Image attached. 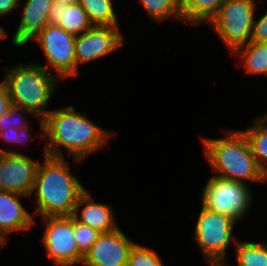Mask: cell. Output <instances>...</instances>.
I'll return each mask as SVG.
<instances>
[{
  "mask_svg": "<svg viewBox=\"0 0 267 266\" xmlns=\"http://www.w3.org/2000/svg\"><path fill=\"white\" fill-rule=\"evenodd\" d=\"M43 120L45 146L42 145V154L72 158L75 165L99 153L118 137L117 132L98 125L87 113L77 111L76 105L54 107Z\"/></svg>",
  "mask_w": 267,
  "mask_h": 266,
  "instance_id": "6da1fadb",
  "label": "cell"
},
{
  "mask_svg": "<svg viewBox=\"0 0 267 266\" xmlns=\"http://www.w3.org/2000/svg\"><path fill=\"white\" fill-rule=\"evenodd\" d=\"M67 159L43 154L30 196L35 201L32 207L35 224L39 221L38 216H72L81 195L87 190L79 176L72 173Z\"/></svg>",
  "mask_w": 267,
  "mask_h": 266,
  "instance_id": "7a4b0ae2",
  "label": "cell"
},
{
  "mask_svg": "<svg viewBox=\"0 0 267 266\" xmlns=\"http://www.w3.org/2000/svg\"><path fill=\"white\" fill-rule=\"evenodd\" d=\"M220 131L223 136L219 138L200 137L202 154L212 174L250 185L267 184L244 132L239 128Z\"/></svg>",
  "mask_w": 267,
  "mask_h": 266,
  "instance_id": "3957f363",
  "label": "cell"
},
{
  "mask_svg": "<svg viewBox=\"0 0 267 266\" xmlns=\"http://www.w3.org/2000/svg\"><path fill=\"white\" fill-rule=\"evenodd\" d=\"M4 72L12 105L28 109L42 119L52 110L48 105L62 82L56 75L34 60L7 65Z\"/></svg>",
  "mask_w": 267,
  "mask_h": 266,
  "instance_id": "277c9868",
  "label": "cell"
},
{
  "mask_svg": "<svg viewBox=\"0 0 267 266\" xmlns=\"http://www.w3.org/2000/svg\"><path fill=\"white\" fill-rule=\"evenodd\" d=\"M202 186L199 203L210 211L231 217L239 224L254 209L255 195L250 184L213 174Z\"/></svg>",
  "mask_w": 267,
  "mask_h": 266,
  "instance_id": "5b68a950",
  "label": "cell"
},
{
  "mask_svg": "<svg viewBox=\"0 0 267 266\" xmlns=\"http://www.w3.org/2000/svg\"><path fill=\"white\" fill-rule=\"evenodd\" d=\"M258 7L257 0H227L208 21L231 56L250 42Z\"/></svg>",
  "mask_w": 267,
  "mask_h": 266,
  "instance_id": "8992f818",
  "label": "cell"
},
{
  "mask_svg": "<svg viewBox=\"0 0 267 266\" xmlns=\"http://www.w3.org/2000/svg\"><path fill=\"white\" fill-rule=\"evenodd\" d=\"M75 37L59 25L47 24L30 41V44H38L45 59V63L35 62L63 82L76 77Z\"/></svg>",
  "mask_w": 267,
  "mask_h": 266,
  "instance_id": "52a82bcc",
  "label": "cell"
},
{
  "mask_svg": "<svg viewBox=\"0 0 267 266\" xmlns=\"http://www.w3.org/2000/svg\"><path fill=\"white\" fill-rule=\"evenodd\" d=\"M194 224L193 240L203 257L227 256L228 248H235L237 241L234 230L237 223L231 217L210 211L200 204Z\"/></svg>",
  "mask_w": 267,
  "mask_h": 266,
  "instance_id": "ba28073f",
  "label": "cell"
},
{
  "mask_svg": "<svg viewBox=\"0 0 267 266\" xmlns=\"http://www.w3.org/2000/svg\"><path fill=\"white\" fill-rule=\"evenodd\" d=\"M41 219V220H40ZM44 226L41 242L48 259L55 266H81L84 255L74 237L72 216L39 218Z\"/></svg>",
  "mask_w": 267,
  "mask_h": 266,
  "instance_id": "9c48e42d",
  "label": "cell"
},
{
  "mask_svg": "<svg viewBox=\"0 0 267 266\" xmlns=\"http://www.w3.org/2000/svg\"><path fill=\"white\" fill-rule=\"evenodd\" d=\"M121 27L93 26L75 37L76 77L80 66L112 56L126 46Z\"/></svg>",
  "mask_w": 267,
  "mask_h": 266,
  "instance_id": "30bf717a",
  "label": "cell"
},
{
  "mask_svg": "<svg viewBox=\"0 0 267 266\" xmlns=\"http://www.w3.org/2000/svg\"><path fill=\"white\" fill-rule=\"evenodd\" d=\"M40 162L24 153H0V190L30 197Z\"/></svg>",
  "mask_w": 267,
  "mask_h": 266,
  "instance_id": "8fae6325",
  "label": "cell"
},
{
  "mask_svg": "<svg viewBox=\"0 0 267 266\" xmlns=\"http://www.w3.org/2000/svg\"><path fill=\"white\" fill-rule=\"evenodd\" d=\"M135 243L121 227L100 233L85 253L81 266H127L130 251Z\"/></svg>",
  "mask_w": 267,
  "mask_h": 266,
  "instance_id": "7c38bea8",
  "label": "cell"
},
{
  "mask_svg": "<svg viewBox=\"0 0 267 266\" xmlns=\"http://www.w3.org/2000/svg\"><path fill=\"white\" fill-rule=\"evenodd\" d=\"M22 1L20 0L18 6L20 12L18 16L21 18L10 38L13 46L18 49L30 46V41L48 24V12L54 3L53 0Z\"/></svg>",
  "mask_w": 267,
  "mask_h": 266,
  "instance_id": "4fadbf2b",
  "label": "cell"
},
{
  "mask_svg": "<svg viewBox=\"0 0 267 266\" xmlns=\"http://www.w3.org/2000/svg\"><path fill=\"white\" fill-rule=\"evenodd\" d=\"M24 198L30 197L0 190V236L7 243L11 239L9 234L31 231L32 226L35 225L32 210L29 211V208L22 203Z\"/></svg>",
  "mask_w": 267,
  "mask_h": 266,
  "instance_id": "5bb4252c",
  "label": "cell"
},
{
  "mask_svg": "<svg viewBox=\"0 0 267 266\" xmlns=\"http://www.w3.org/2000/svg\"><path fill=\"white\" fill-rule=\"evenodd\" d=\"M87 189L80 197L72 217L79 223L92 227L100 233H107L119 228V223L112 205L95 200Z\"/></svg>",
  "mask_w": 267,
  "mask_h": 266,
  "instance_id": "9a60e30c",
  "label": "cell"
},
{
  "mask_svg": "<svg viewBox=\"0 0 267 266\" xmlns=\"http://www.w3.org/2000/svg\"><path fill=\"white\" fill-rule=\"evenodd\" d=\"M48 24L59 25L62 29L72 35H80L93 27L87 12L77 3L52 4L48 12Z\"/></svg>",
  "mask_w": 267,
  "mask_h": 266,
  "instance_id": "2e32d148",
  "label": "cell"
},
{
  "mask_svg": "<svg viewBox=\"0 0 267 266\" xmlns=\"http://www.w3.org/2000/svg\"><path fill=\"white\" fill-rule=\"evenodd\" d=\"M248 75H261L267 78V42H249L238 49L233 55Z\"/></svg>",
  "mask_w": 267,
  "mask_h": 266,
  "instance_id": "e0dca14e",
  "label": "cell"
},
{
  "mask_svg": "<svg viewBox=\"0 0 267 266\" xmlns=\"http://www.w3.org/2000/svg\"><path fill=\"white\" fill-rule=\"evenodd\" d=\"M227 0H182V21L190 27H201L218 12Z\"/></svg>",
  "mask_w": 267,
  "mask_h": 266,
  "instance_id": "ac0fdd59",
  "label": "cell"
},
{
  "mask_svg": "<svg viewBox=\"0 0 267 266\" xmlns=\"http://www.w3.org/2000/svg\"><path fill=\"white\" fill-rule=\"evenodd\" d=\"M37 123L40 132H37V136L32 133V123L28 126L15 129L10 127L9 129L0 130V153H23L19 149L23 146L29 145L37 137L41 139L39 142H44V120L37 117ZM33 135V137H32ZM39 135V137H38ZM25 144V145H24ZM5 146V148H4ZM9 148H8V147ZM20 147V148H19ZM15 148V149H14ZM12 149V150H11ZM19 150V151H18Z\"/></svg>",
  "mask_w": 267,
  "mask_h": 266,
  "instance_id": "d6986e66",
  "label": "cell"
},
{
  "mask_svg": "<svg viewBox=\"0 0 267 266\" xmlns=\"http://www.w3.org/2000/svg\"><path fill=\"white\" fill-rule=\"evenodd\" d=\"M249 124L241 130L248 138L261 172L267 178V123L257 116Z\"/></svg>",
  "mask_w": 267,
  "mask_h": 266,
  "instance_id": "ffe728a7",
  "label": "cell"
},
{
  "mask_svg": "<svg viewBox=\"0 0 267 266\" xmlns=\"http://www.w3.org/2000/svg\"><path fill=\"white\" fill-rule=\"evenodd\" d=\"M115 1V0H114ZM113 0H79L93 26L121 27Z\"/></svg>",
  "mask_w": 267,
  "mask_h": 266,
  "instance_id": "44dd1931",
  "label": "cell"
},
{
  "mask_svg": "<svg viewBox=\"0 0 267 266\" xmlns=\"http://www.w3.org/2000/svg\"><path fill=\"white\" fill-rule=\"evenodd\" d=\"M140 7L146 11L147 18L155 23H163L168 19L183 23L182 0H138Z\"/></svg>",
  "mask_w": 267,
  "mask_h": 266,
  "instance_id": "7402d4cb",
  "label": "cell"
},
{
  "mask_svg": "<svg viewBox=\"0 0 267 266\" xmlns=\"http://www.w3.org/2000/svg\"><path fill=\"white\" fill-rule=\"evenodd\" d=\"M236 266H267V241L238 240L234 248Z\"/></svg>",
  "mask_w": 267,
  "mask_h": 266,
  "instance_id": "603a6c76",
  "label": "cell"
},
{
  "mask_svg": "<svg viewBox=\"0 0 267 266\" xmlns=\"http://www.w3.org/2000/svg\"><path fill=\"white\" fill-rule=\"evenodd\" d=\"M161 257L153 248L136 242L130 251L127 266H166Z\"/></svg>",
  "mask_w": 267,
  "mask_h": 266,
  "instance_id": "cb8c5ba5",
  "label": "cell"
},
{
  "mask_svg": "<svg viewBox=\"0 0 267 266\" xmlns=\"http://www.w3.org/2000/svg\"><path fill=\"white\" fill-rule=\"evenodd\" d=\"M28 116L37 120V117L28 109L12 105L8 111L0 116V130L9 129L10 127L19 129L28 126L32 122Z\"/></svg>",
  "mask_w": 267,
  "mask_h": 266,
  "instance_id": "d4e9b609",
  "label": "cell"
},
{
  "mask_svg": "<svg viewBox=\"0 0 267 266\" xmlns=\"http://www.w3.org/2000/svg\"><path fill=\"white\" fill-rule=\"evenodd\" d=\"M99 235L100 232L96 229L83 225L74 219V237L79 251L83 255H85V253L92 247Z\"/></svg>",
  "mask_w": 267,
  "mask_h": 266,
  "instance_id": "484cf974",
  "label": "cell"
},
{
  "mask_svg": "<svg viewBox=\"0 0 267 266\" xmlns=\"http://www.w3.org/2000/svg\"><path fill=\"white\" fill-rule=\"evenodd\" d=\"M263 11L264 13L262 14H259L258 11L256 12L250 38L251 42H267V11L265 9Z\"/></svg>",
  "mask_w": 267,
  "mask_h": 266,
  "instance_id": "4316f807",
  "label": "cell"
},
{
  "mask_svg": "<svg viewBox=\"0 0 267 266\" xmlns=\"http://www.w3.org/2000/svg\"><path fill=\"white\" fill-rule=\"evenodd\" d=\"M12 106L8 88L3 80L0 81V116Z\"/></svg>",
  "mask_w": 267,
  "mask_h": 266,
  "instance_id": "83f0119b",
  "label": "cell"
},
{
  "mask_svg": "<svg viewBox=\"0 0 267 266\" xmlns=\"http://www.w3.org/2000/svg\"><path fill=\"white\" fill-rule=\"evenodd\" d=\"M19 2L20 0H0V20L12 15L15 10L18 12Z\"/></svg>",
  "mask_w": 267,
  "mask_h": 266,
  "instance_id": "f1b7e54d",
  "label": "cell"
},
{
  "mask_svg": "<svg viewBox=\"0 0 267 266\" xmlns=\"http://www.w3.org/2000/svg\"><path fill=\"white\" fill-rule=\"evenodd\" d=\"M203 261L210 266H231L229 265L227 256H214V257H203Z\"/></svg>",
  "mask_w": 267,
  "mask_h": 266,
  "instance_id": "f546056e",
  "label": "cell"
},
{
  "mask_svg": "<svg viewBox=\"0 0 267 266\" xmlns=\"http://www.w3.org/2000/svg\"><path fill=\"white\" fill-rule=\"evenodd\" d=\"M8 31L4 28V25L0 24V42L9 37Z\"/></svg>",
  "mask_w": 267,
  "mask_h": 266,
  "instance_id": "4dcf8cb0",
  "label": "cell"
},
{
  "mask_svg": "<svg viewBox=\"0 0 267 266\" xmlns=\"http://www.w3.org/2000/svg\"><path fill=\"white\" fill-rule=\"evenodd\" d=\"M56 3L72 4L77 3L79 0H53Z\"/></svg>",
  "mask_w": 267,
  "mask_h": 266,
  "instance_id": "1f68e13d",
  "label": "cell"
},
{
  "mask_svg": "<svg viewBox=\"0 0 267 266\" xmlns=\"http://www.w3.org/2000/svg\"><path fill=\"white\" fill-rule=\"evenodd\" d=\"M7 245V242L0 236V250H3V247Z\"/></svg>",
  "mask_w": 267,
  "mask_h": 266,
  "instance_id": "d6a6232c",
  "label": "cell"
},
{
  "mask_svg": "<svg viewBox=\"0 0 267 266\" xmlns=\"http://www.w3.org/2000/svg\"><path fill=\"white\" fill-rule=\"evenodd\" d=\"M259 118H261L264 122H266L267 123V110H266V112L264 113V114H262V115H257Z\"/></svg>",
  "mask_w": 267,
  "mask_h": 266,
  "instance_id": "836d02e7",
  "label": "cell"
}]
</instances>
